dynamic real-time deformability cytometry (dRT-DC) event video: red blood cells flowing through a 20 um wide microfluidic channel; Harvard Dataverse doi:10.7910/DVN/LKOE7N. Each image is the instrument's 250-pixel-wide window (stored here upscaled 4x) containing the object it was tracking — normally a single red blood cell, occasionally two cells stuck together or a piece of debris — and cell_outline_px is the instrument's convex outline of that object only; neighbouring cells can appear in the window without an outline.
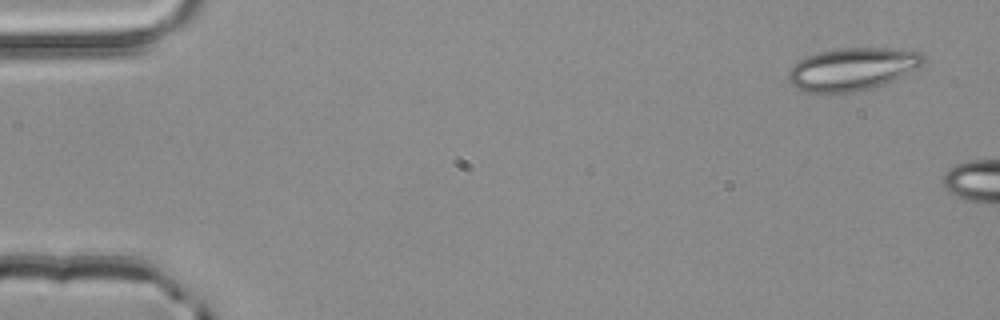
{"species": "common noctule bat (a hibernating species)", "species_latin": "Nyctalus noctula", "temperature_condition": "room temperature", "stored_images_in_passage": 3, "camera_frame_rate_fps": 3000, "um_per_image_px": 0.085, "animal": {"sex": "male", "body_mass_g": 20.4}, "frame": {"image": 1, "passage_image": 1, "time_ms": 0.0, "image_size_px": [1000, 320], "cell_outline_px": [[928, 60], [924, 64], [884, 84], [872, 88], [852, 92], [824, 96], [804, 92], [796, 88], [788, 80], [788, 68], [800, 60], [808, 56], [820, 52], [840, 48], [892, 48], [920, 52]], "centroid_in_image_um": [72.4, 5.91], "position_along_channel_um": 12.6, "area_um2": 34.1}}